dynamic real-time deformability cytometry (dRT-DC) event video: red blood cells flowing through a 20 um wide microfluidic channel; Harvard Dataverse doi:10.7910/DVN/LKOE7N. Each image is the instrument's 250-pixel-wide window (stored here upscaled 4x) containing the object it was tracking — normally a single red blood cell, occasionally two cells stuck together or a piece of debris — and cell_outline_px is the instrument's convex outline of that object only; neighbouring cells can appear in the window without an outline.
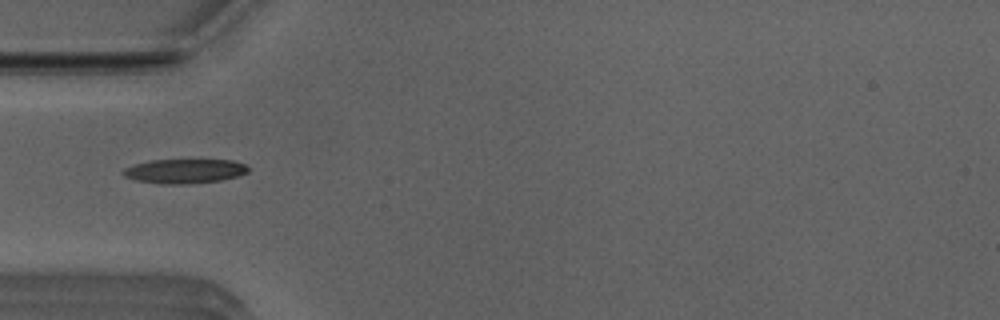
{"species": "Egyptian fruit bat (a non-hibernating species)", "species_latin": "Rousettus aegyptiacus", "temperature_condition": "room temperature", "stored_images_in_passage": 21, "camera_frame_rate_fps": 3000, "um_per_image_px": 0.085, "animal": {"sex": "male"}, "frame": {"image": 1, "passage_image": 1, "time_ms": 0.0, "image_size_px": [1000, 320], "cell_outline_px": [[248, 172], [236, 176], [220, 180], [192, 184], [164, 184], [136, 180], [124, 176], [120, 172], [124, 168], [136, 164], [152, 160], [232, 160], [244, 164], [248, 168]], "centroid_in_image_um": [15.67, 14.55], "position_along_channel_um": 69.3, "area_um2": 17.63}}
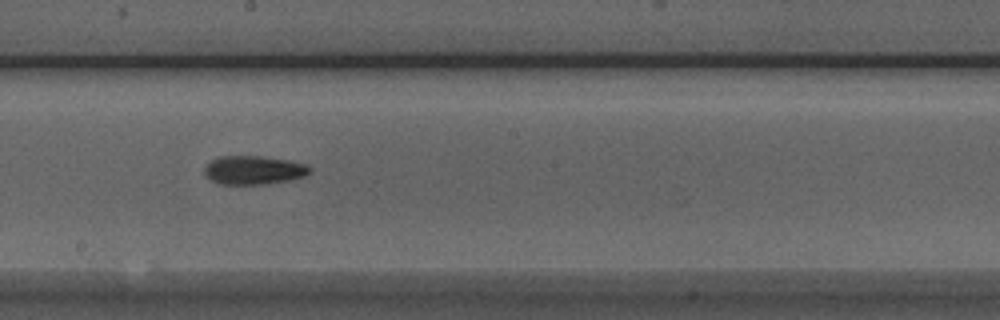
{"frame": {"image": 2, "passage_image": 13, "time_ms": 4.0, "image_size_px": [1000, 320], "cell_outline_px": [[312, 168], [304, 176], [288, 180], [264, 184], [216, 184], [208, 180], [204, 176], [204, 168], [212, 160], [220, 156], [260, 156], [288, 160], [304, 164]], "centroid_in_image_um": [21.49, 14.46], "position_along_channel_um": 226.7, "area_um2": 17.57}}
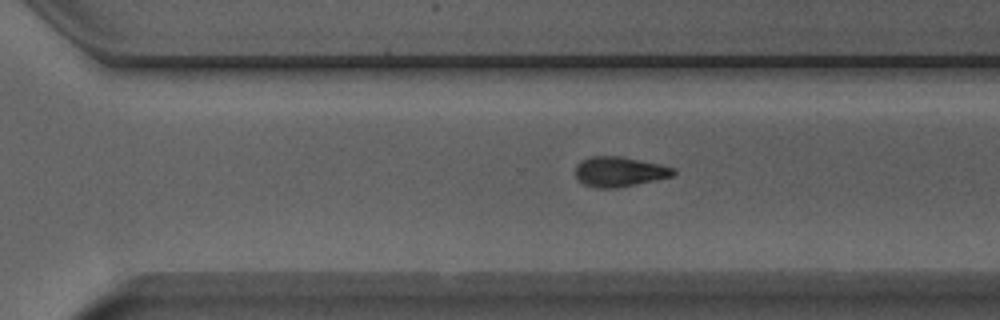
{"frame": {"image": 3, "passage_image": 20, "time_ms": 6.333, "image_size_px": [1000, 320], "cell_outline_px": [[676, 172], [672, 176], [636, 184], [616, 188], [596, 188], [584, 184], [576, 176], [576, 164], [592, 156], [620, 156], [660, 164], [676, 168]], "centroid_in_image_um": [52.66, 14.59], "position_along_channel_um": 317.9, "area_um2": 16.94}}